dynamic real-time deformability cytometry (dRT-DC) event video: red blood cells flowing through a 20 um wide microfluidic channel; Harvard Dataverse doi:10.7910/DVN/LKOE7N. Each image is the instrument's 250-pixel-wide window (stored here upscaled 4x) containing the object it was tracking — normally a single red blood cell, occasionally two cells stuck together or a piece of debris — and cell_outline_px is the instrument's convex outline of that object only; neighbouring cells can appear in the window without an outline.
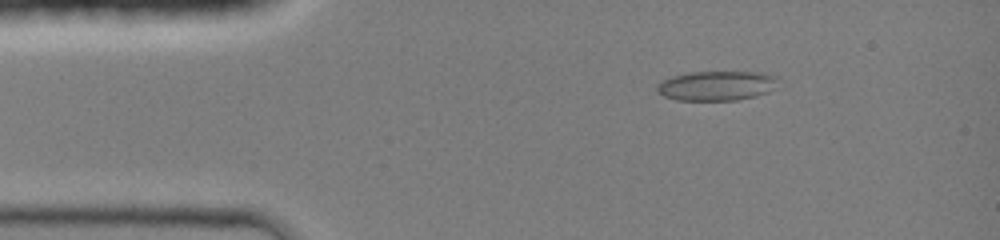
{"species": "common noctule bat (a hibernating species)", "species_latin": "Nyctalus noctula", "temperature_condition": "room temperature", "stored_images_in_passage": 44, "camera_frame_rate_fps": 3000, "um_per_image_px": 0.085, "animal": {"sex": "female", "body_mass_g": 19.0, "forearm_length_mm": 51.5}, "frame": {"image": 1, "passage_image": 6, "time_ms": 1.667, "image_size_px": [1000, 240], "cell_outline_px": [[776, 80], [768, 92], [756, 96], [736, 100], [676, 100], [664, 96], [656, 92], [656, 84], [660, 80], [672, 76], [688, 72], [764, 72], [776, 76]], "centroid_in_image_um": [60.82, 7.28], "position_along_channel_um": 24.2, "area_um2": 20.92}}
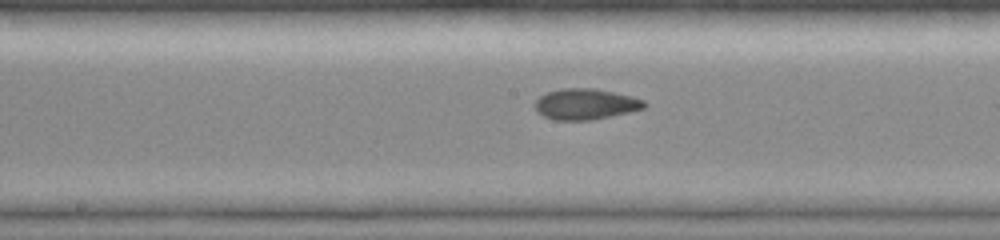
{"frame": {"image": 2, "passage_image": 22, "time_ms": 7.0, "image_size_px": [1000, 240], "cell_outline_px": [[648, 104], [644, 108], [628, 112], [592, 120], [556, 120], [544, 116], [536, 112], [536, 100], [540, 96], [548, 92], [560, 88], [592, 88], [632, 96], [644, 100]], "centroid_in_image_um": [49.77, 8.85], "position_along_channel_um": 198.4, "area_um2": 19.54}}
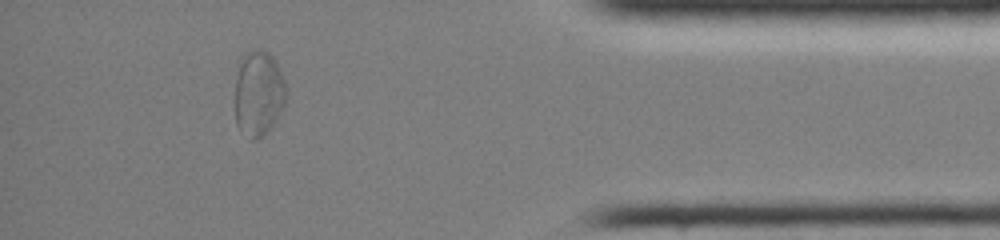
{"frame": {"image": 3, "passage_image": 39, "time_ms": 12.667, "image_size_px": [1000, 240], "cell_outline_px": [[288, 96], [272, 128], [260, 136], [252, 140], [240, 132], [236, 124], [236, 80], [240, 56], [244, 52], [252, 48], [260, 48], [268, 52], [276, 60], [284, 80]], "centroid_in_image_um": [21.98, 7.89], "position_along_channel_um": 413.2, "area_um2": 25.95}, "authors_computed_cell_mechanics": {"area_um2": 19.9699, "velocity_mm_per_s": 4.2833, "shape_relaxation_time_tau1_ms": 6.4592, "shape_relaxation_time_tau2_ms": 1.6566, "deformation_change_tau1": 0.1857, "deformation_change_tau2": 0.065}}